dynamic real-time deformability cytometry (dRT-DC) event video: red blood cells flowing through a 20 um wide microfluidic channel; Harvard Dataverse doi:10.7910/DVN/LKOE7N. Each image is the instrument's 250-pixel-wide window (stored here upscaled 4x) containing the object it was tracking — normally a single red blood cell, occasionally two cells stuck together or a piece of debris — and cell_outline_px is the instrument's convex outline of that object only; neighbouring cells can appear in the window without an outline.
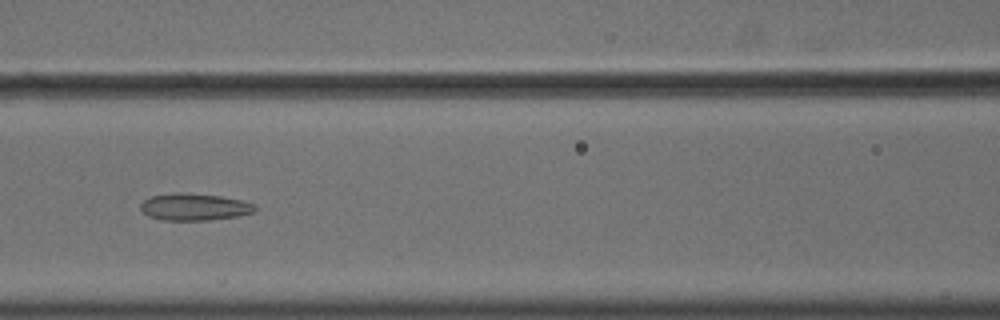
{"species": "common noctule bat (a hibernating species)", "species_latin": "Nyctalus noctula", "temperature_condition": "cold", "stored_images_in_passage": 57, "camera_frame_rate_fps": 3000, "um_per_image_px": 0.085, "animal": {"sex": "male", "body_mass_g": 18.8}, "frame": {"image": 1, "passage_image": 26, "time_ms": 8.333, "image_size_px": [1000, 320], "cell_outline_px": [[260, 208], [256, 212], [240, 216], [208, 220], [160, 220], [148, 216], [140, 208], [140, 204], [144, 200], [152, 196], [180, 192], [184, 192], [220, 196], [240, 200], [256, 204]], "centroid_in_image_um": [16.58, 17.59], "position_along_channel_um": 150.0, "area_um2": 18.21}}
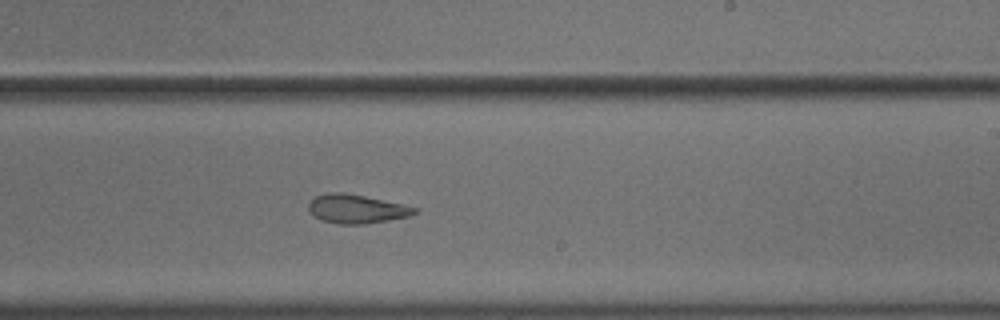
{"frame": {"image": 2, "passage_image": 35, "time_ms": 11.333, "image_size_px": [1000, 320], "cell_outline_px": [[420, 212], [412, 216], [364, 224], [336, 224], [320, 220], [308, 208], [308, 204], [316, 196], [328, 192], [340, 192], [364, 196], [404, 204], [420, 208]], "centroid_in_image_um": [30.38, 17.76], "position_along_channel_um": 258.6, "area_um2": 17.92}}
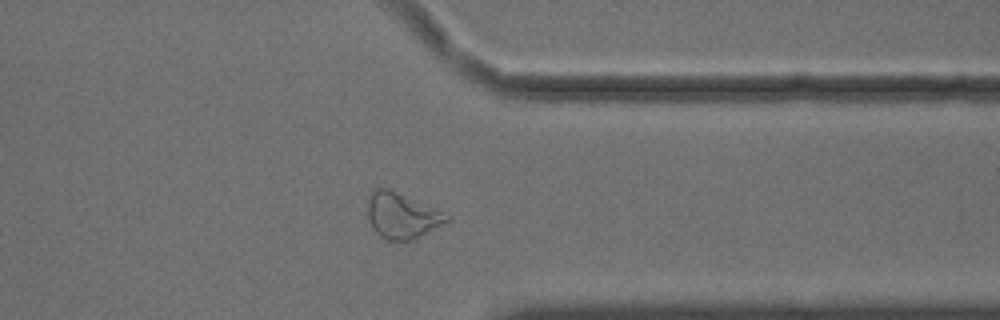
{"frame": {"image": 3, "passage_image": 45, "time_ms": 14.667, "image_size_px": [1000, 320], "cell_outline_px": [[452, 216], [444, 224], [416, 240], [388, 240], [380, 236], [372, 228], [368, 220], [368, 200], [372, 188], [388, 188]], "centroid_in_image_um": [34.15, 18.35], "position_along_channel_um": 377.2, "area_um2": 21.1}}